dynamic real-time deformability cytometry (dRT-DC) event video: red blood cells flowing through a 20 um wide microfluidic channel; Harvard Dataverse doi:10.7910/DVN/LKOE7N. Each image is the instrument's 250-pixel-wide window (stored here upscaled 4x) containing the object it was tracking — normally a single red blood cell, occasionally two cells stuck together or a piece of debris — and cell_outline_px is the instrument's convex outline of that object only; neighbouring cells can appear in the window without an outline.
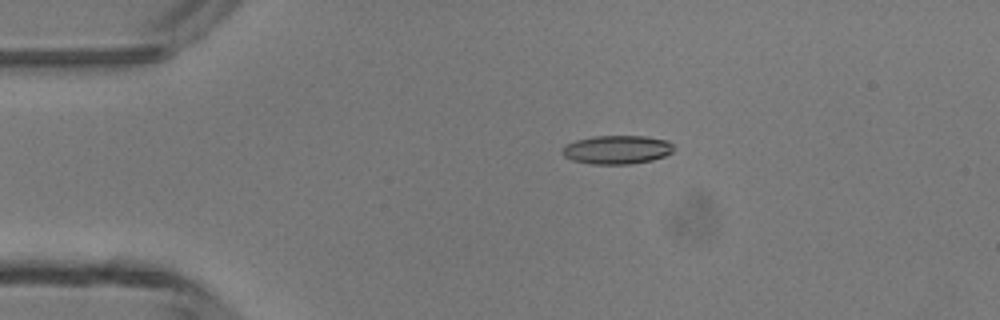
{"species": "common noctule bat (a hibernating species)", "species_latin": "Nyctalus noctula", "temperature_condition": "room temperature", "stored_images_in_passage": 5, "camera_frame_rate_fps": 3000, "um_per_image_px": 0.085, "animal": {"sex": "male", "body_mass_g": 13.3}, "frame": {"image": 1, "passage_image": 3, "time_ms": 2.333, "image_size_px": [1000, 320], "cell_outline_px": [[676, 148], [672, 152], [664, 156], [652, 160], [628, 164], [592, 164], [572, 160], [564, 156], [560, 152], [564, 144], [576, 140], [592, 136], [644, 136], [668, 140]], "centroid_in_image_um": [52.42, 12.71], "position_along_channel_um": 32.6, "area_um2": 18.79}}
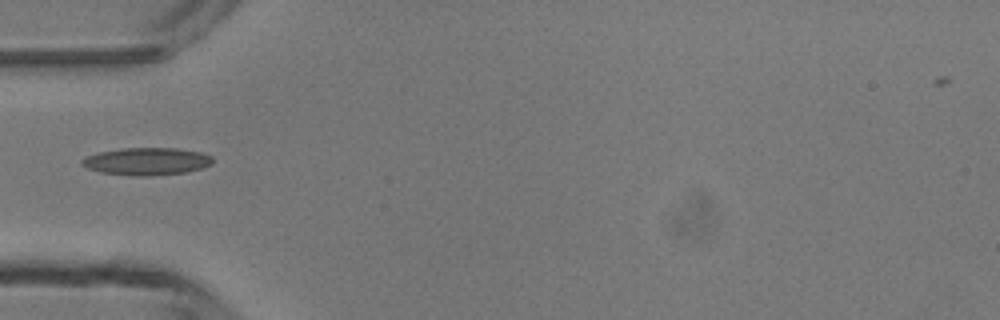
{"frame": {"image": 2, "passage_image": 5, "time_ms": 4.333, "image_size_px": [1000, 320], "cell_outline_px": [[212, 164], [188, 172], [144, 176], [136, 176], [100, 172], [88, 168], [80, 164], [80, 160], [88, 156], [100, 152], [120, 148], [176, 148], [200, 152], [212, 156]], "centroid_in_image_um": [12.46, 13.71], "position_along_channel_um": 72.5, "area_um2": 20.81}}